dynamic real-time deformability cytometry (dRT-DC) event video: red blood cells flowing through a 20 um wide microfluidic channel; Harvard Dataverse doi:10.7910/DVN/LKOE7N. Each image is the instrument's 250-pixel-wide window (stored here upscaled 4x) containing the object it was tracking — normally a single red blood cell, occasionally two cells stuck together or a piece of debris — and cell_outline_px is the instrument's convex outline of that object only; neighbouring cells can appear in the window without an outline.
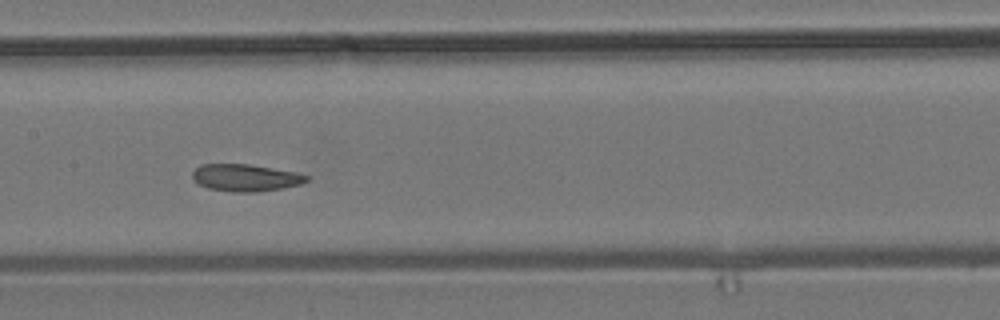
{"species": "common noctule bat (a hibernating species)", "species_latin": "Nyctalus noctula", "temperature_condition": "room temperature", "stored_images_in_passage": 14, "camera_frame_rate_fps": 3000, "um_per_image_px": 0.085, "animal": {"sex": "male", "body_mass_g": 19.2, "forearm_length_mm": 51.8}, "frame": {"image": 1, "passage_image": 7, "time_ms": 7.667, "image_size_px": [1000, 320], "cell_outline_px": [[312, 176], [308, 180], [300, 184], [284, 188], [256, 192], [232, 192], [208, 188], [200, 184], [192, 176], [192, 172], [200, 164], [248, 164], [296, 172]], "centroid_in_image_um": [20.91, 15.1], "position_along_channel_um": 186.5, "area_um2": 18.03}}
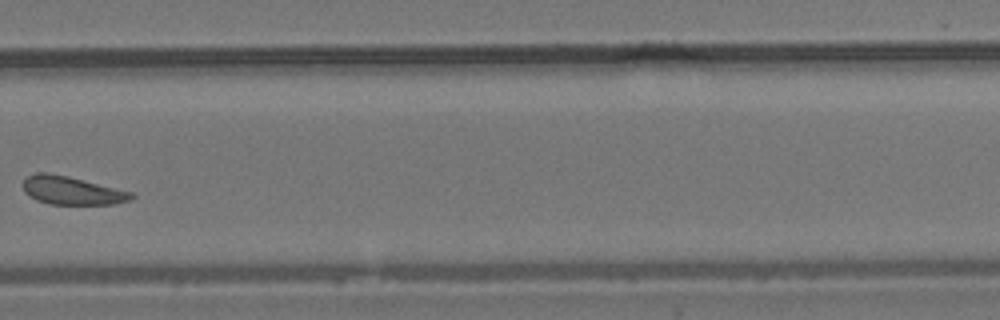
{"frame": {"image": 2, "passage_image": 10, "time_ms": 11.333, "image_size_px": [1000, 320], "cell_outline_px": [[136, 196], [128, 200], [112, 204], [48, 204], [36, 200], [24, 192], [24, 180], [28, 176], [36, 172], [48, 172], [68, 176], [132, 192]], "centroid_in_image_um": [6.08, 16.19], "position_along_channel_um": 323.7, "area_um2": 17.69}}
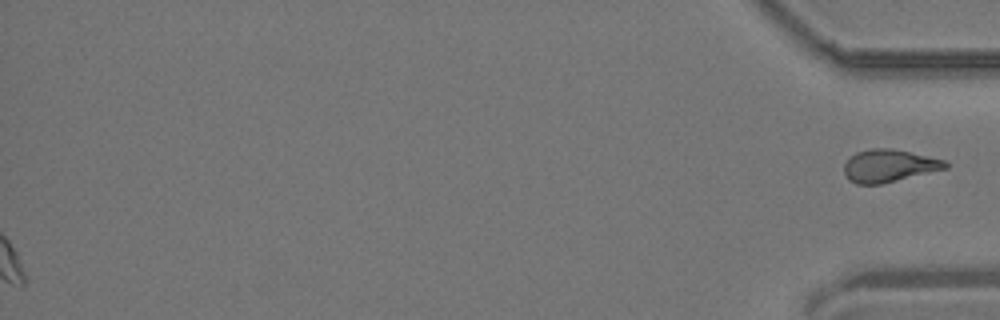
{"frame": {"image": 3, "passage_image": 14, "time_ms": 17.333, "image_size_px": [1000, 320], "cell_outline_px": [[948, 168], [880, 184], [856, 184], [848, 180], [844, 172], [844, 164], [856, 152], [872, 148], [892, 148], [944, 160], [948, 164]], "centroid_in_image_um": [75.54, 14.09], "position_along_channel_um": 359.7, "area_um2": 19.02}}